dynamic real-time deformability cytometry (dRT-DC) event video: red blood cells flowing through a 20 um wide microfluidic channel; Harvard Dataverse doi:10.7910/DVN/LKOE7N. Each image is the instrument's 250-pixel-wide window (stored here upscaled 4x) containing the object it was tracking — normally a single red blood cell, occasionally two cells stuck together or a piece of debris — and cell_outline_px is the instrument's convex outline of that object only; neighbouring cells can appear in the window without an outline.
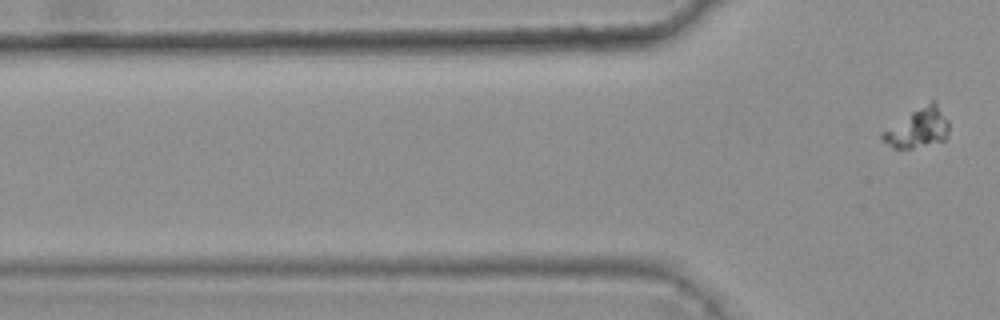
{"species": "common noctule bat (a hibernating species)", "species_latin": "Nyctalus noctula", "temperature_condition": "warm", "stored_images_in_passage": 7, "segment_of_instrument_passage": [2, 2], "camera_frame_rate_fps": 3000, "um_per_image_px": 0.085, "animal": {"sex": "female", "body_mass_g": 25.1}, "frame": {"image": 1, "passage_image": 7, "time_ms": 2.0, "image_size_px": [1000, 320], "cell_outline_px": [[948, 132], [944, 140], [912, 148], [892, 148], [880, 136], [880, 132], [912, 112], [932, 100], [936, 100], [948, 120]], "centroid_in_image_um": [78.03, 10.87], "position_along_channel_um": 47.8, "area_um2": 14.97}}